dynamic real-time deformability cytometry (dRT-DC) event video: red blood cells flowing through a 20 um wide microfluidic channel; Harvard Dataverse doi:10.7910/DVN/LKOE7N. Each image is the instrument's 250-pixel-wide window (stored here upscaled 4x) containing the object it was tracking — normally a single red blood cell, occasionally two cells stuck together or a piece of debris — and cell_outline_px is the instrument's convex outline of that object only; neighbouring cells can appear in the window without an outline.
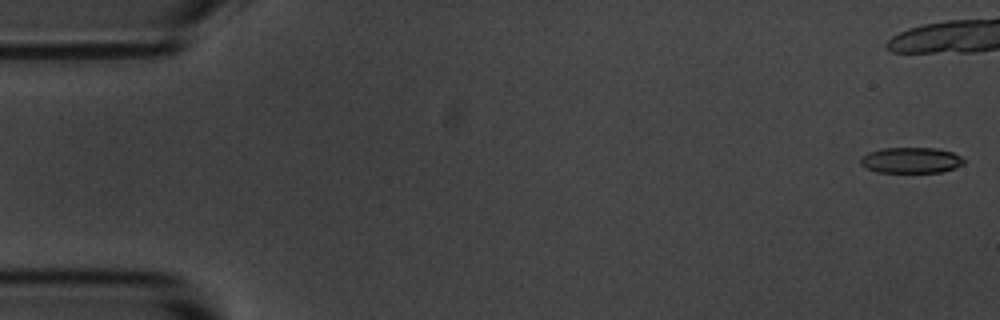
{"species": "common noctule bat (a hibernating species)", "species_latin": "Nyctalus noctula", "temperature_condition": "room temperature", "stored_images_in_passage": 43, "camera_frame_rate_fps": 3000, "um_per_image_px": 0.085, "animal": {"sex": "male", "body_mass_g": 20.1, "forearm_length_mm": 53.5}, "frame": {"image": 1, "passage_image": 1, "time_ms": 0.0, "image_size_px": [1000, 320], "cell_outline_px": [[964, 164], [940, 172], [876, 172], [860, 164], [860, 156], [868, 152], [884, 148], [936, 148], [952, 152], [960, 156], [964, 160]], "centroid_in_image_um": [77.4, 13.61], "position_along_channel_um": 7.6, "area_um2": 15.43}}